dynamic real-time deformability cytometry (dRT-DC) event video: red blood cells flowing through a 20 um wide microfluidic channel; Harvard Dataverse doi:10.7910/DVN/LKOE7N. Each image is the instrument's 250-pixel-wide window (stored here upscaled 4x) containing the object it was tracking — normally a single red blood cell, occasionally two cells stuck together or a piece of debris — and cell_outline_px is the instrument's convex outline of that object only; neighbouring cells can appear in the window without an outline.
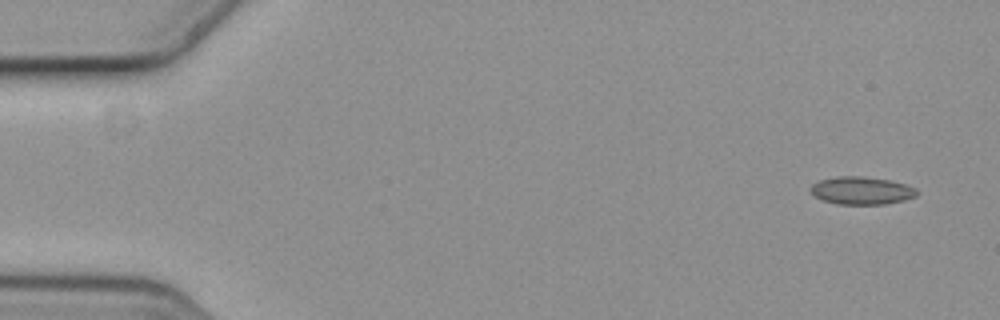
{"species": "common noctule bat (a hibernating species)", "species_latin": "Nyctalus noctula", "temperature_condition": "cold", "stored_images_in_passage": 3, "camera_frame_rate_fps": 3000, "um_per_image_px": 0.085, "animal": {"sex": "female", "body_mass_g": 19.3, "forearm_length_mm": 54.1}, "frame": {"image": 1, "passage_image": 1, "time_ms": 0.0, "image_size_px": [1000, 320], "cell_outline_px": [[920, 192], [916, 196], [904, 200], [884, 204], [836, 204], [824, 200], [816, 196], [812, 192], [812, 184], [820, 180], [836, 176], [860, 176], [888, 180], [904, 184], [916, 188]], "centroid_in_image_um": [73.27, 16.2], "position_along_channel_um": 11.7, "area_um2": 16.99}}